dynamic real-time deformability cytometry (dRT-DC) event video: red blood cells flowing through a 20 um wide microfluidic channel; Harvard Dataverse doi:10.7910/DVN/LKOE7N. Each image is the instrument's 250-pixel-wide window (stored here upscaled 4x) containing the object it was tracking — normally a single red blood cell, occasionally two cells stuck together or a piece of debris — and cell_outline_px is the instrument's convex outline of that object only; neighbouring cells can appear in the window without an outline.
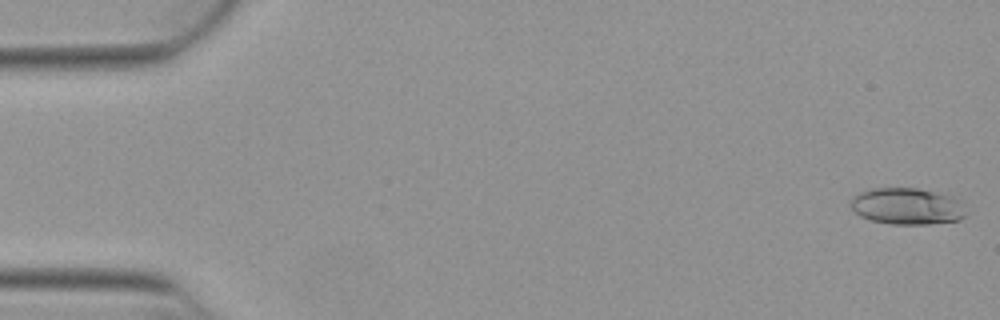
{"species": "Egyptian fruit bat (a non-hibernating species)", "species_latin": "Rousettus aegyptiacus", "temperature_condition": "warm", "stored_images_in_passage": 52, "camera_frame_rate_fps": 3000, "um_per_image_px": 0.085, "animal": {"sex": "female"}, "frame": {"image": 1, "passage_image": 1, "time_ms": 0.0, "image_size_px": [1000, 320], "cell_outline_px": [[964, 216], [960, 220], [928, 224], [892, 224], [872, 220], [860, 216], [852, 208], [852, 200], [860, 192], [872, 188], [916, 188], [936, 192], [952, 196], [956, 200]], "centroid_in_image_um": [77.05, 17.53], "position_along_channel_um": 7.9, "area_um2": 23.93}}
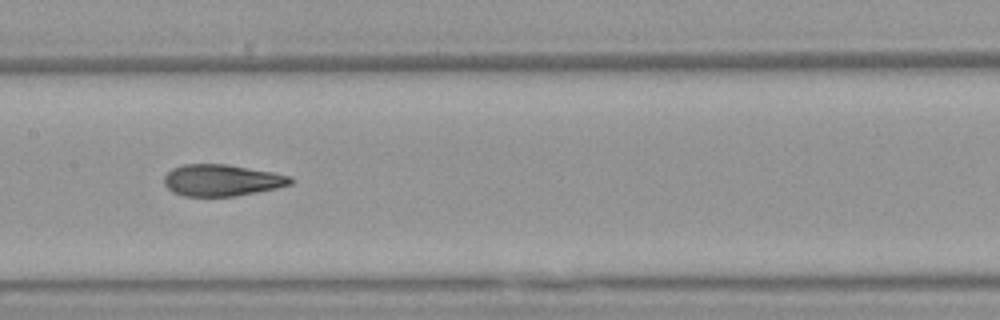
{"frame": {"image": 2, "passage_image": 26, "time_ms": 8.333, "image_size_px": [1000, 320], "cell_outline_px": [[292, 184], [276, 188], [236, 196], [184, 196], [172, 192], [164, 184], [164, 176], [172, 168], [184, 164], [228, 164], [272, 172], [292, 176]], "centroid_in_image_um": [18.84, 15.32], "position_along_channel_um": 188.6, "area_um2": 23.29}}
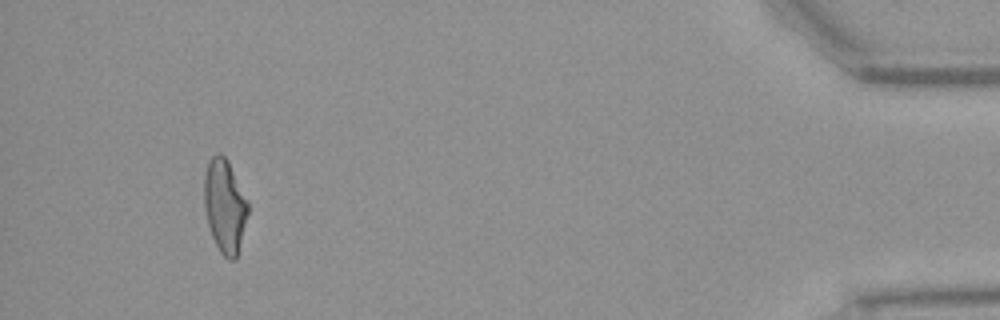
{"frame": {"image": 3, "passage_image": 49, "time_ms": 16.0, "image_size_px": [1000, 320], "cell_outline_px": [[248, 212], [236, 260], [228, 260], [220, 252], [212, 236], [208, 224], [204, 208], [204, 176], [208, 160], [216, 152], [220, 152], [228, 160], [248, 200]], "centroid_in_image_um": [19.1, 17.47], "position_along_channel_um": 416.1, "area_um2": 23.99}, "authors_computed_cell_mechanics": {"area_um2": 23.5824, "velocity_mm_per_s": 3.8942, "shape_relaxation_time_tau1_ms": 8.1204, "shape_relaxation_time_tau2_ms": 1.6123, "deformation_change_tau1": 0.2425, "deformation_change_tau2": 0.0999}}